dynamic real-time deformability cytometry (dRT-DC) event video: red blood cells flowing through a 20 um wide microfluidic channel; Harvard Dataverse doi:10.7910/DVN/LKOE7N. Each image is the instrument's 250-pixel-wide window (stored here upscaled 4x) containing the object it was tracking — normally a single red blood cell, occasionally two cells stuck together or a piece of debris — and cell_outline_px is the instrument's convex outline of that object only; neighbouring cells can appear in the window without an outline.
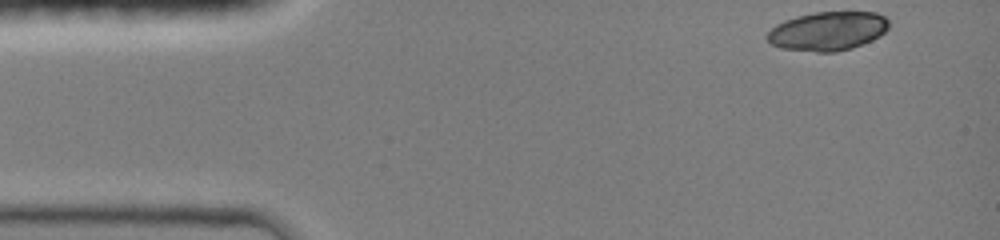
{"species": "common noctule bat (a hibernating species)", "species_latin": "Nyctalus noctula", "temperature_condition": "room temperature", "stored_images_in_passage": 39, "camera_frame_rate_fps": 3000, "um_per_image_px": 0.085, "animal": {"sex": "female", "body_mass_g": 19.0, "forearm_length_mm": 51.5}, "frame": {"image": 1, "passage_image": 1, "time_ms": 0.0, "image_size_px": [1000, 240], "cell_outline_px": [[888, 28], [880, 36], [872, 40], [852, 48], [836, 52], [816, 52], [780, 48], [772, 44], [768, 40], [768, 32], [776, 24], [784, 20], [796, 16], [816, 12], [876, 12], [884, 16], [888, 20]], "centroid_in_image_um": [70.37, 2.64], "position_along_channel_um": 14.6, "area_um2": 27.57}}